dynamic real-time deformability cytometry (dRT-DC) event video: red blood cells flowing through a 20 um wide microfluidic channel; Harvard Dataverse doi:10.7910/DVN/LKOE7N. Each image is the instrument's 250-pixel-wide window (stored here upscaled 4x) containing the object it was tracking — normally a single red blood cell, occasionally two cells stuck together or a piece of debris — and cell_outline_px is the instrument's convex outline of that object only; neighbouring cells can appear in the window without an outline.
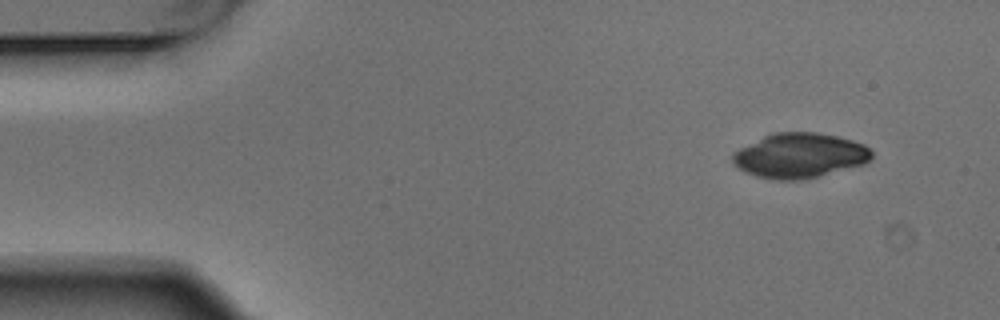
{"species": "Egyptian fruit bat (a non-hibernating species)", "species_latin": "Rousettus aegyptiacus", "temperature_condition": "warm", "stored_images_in_passage": 4, "camera_frame_rate_fps": 3000, "um_per_image_px": 0.085, "animal": {"sex": "male"}, "frame": {"image": 1, "passage_image": 1, "time_ms": 0.0, "image_size_px": [1000, 320], "cell_outline_px": [[872, 156], [864, 164], [820, 176], [800, 180], [776, 180], [756, 176], [744, 172], [732, 164], [732, 156], [740, 148], [764, 136], [776, 132], [816, 132], [836, 136], [852, 140], [864, 144], [872, 152]], "centroid_in_image_um": [67.96, 13.23], "position_along_channel_um": 17.0, "area_um2": 36.24}}